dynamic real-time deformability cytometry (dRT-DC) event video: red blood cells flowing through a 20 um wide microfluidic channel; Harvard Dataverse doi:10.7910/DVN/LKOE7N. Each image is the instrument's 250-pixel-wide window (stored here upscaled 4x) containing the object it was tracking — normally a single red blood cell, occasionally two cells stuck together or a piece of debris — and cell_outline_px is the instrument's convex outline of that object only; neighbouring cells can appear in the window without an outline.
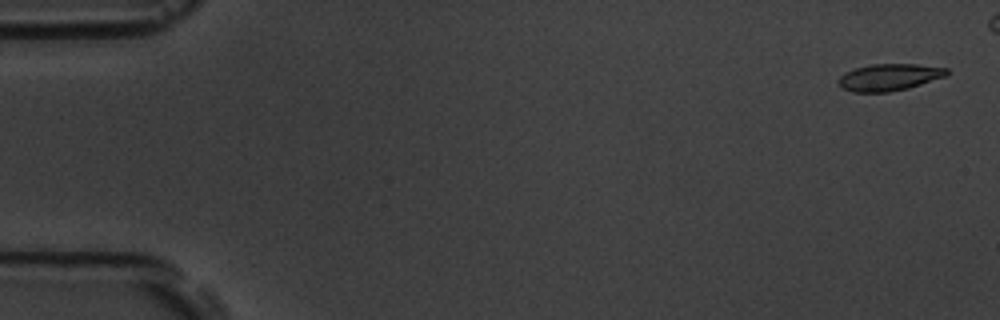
{"species": "common noctule bat (a hibernating species)", "species_latin": "Nyctalus noctula", "temperature_condition": "room temperature", "stored_images_in_passage": 6, "camera_frame_rate_fps": 3000, "um_per_image_px": 0.085, "animal": {"sex": "male", "body_mass_g": 19.5, "forearm_length_mm": 54.6}, "frame": {"image": 1, "passage_image": 1, "time_ms": 0.0, "image_size_px": [1000, 320], "cell_outline_px": [[948, 76], [908, 88], [888, 92], [852, 92], [844, 88], [836, 80], [844, 72], [856, 68], [872, 64], [916, 64], [948, 68]], "centroid_in_image_um": [75.6, 6.56], "position_along_channel_um": 9.4, "area_um2": 16.99}}